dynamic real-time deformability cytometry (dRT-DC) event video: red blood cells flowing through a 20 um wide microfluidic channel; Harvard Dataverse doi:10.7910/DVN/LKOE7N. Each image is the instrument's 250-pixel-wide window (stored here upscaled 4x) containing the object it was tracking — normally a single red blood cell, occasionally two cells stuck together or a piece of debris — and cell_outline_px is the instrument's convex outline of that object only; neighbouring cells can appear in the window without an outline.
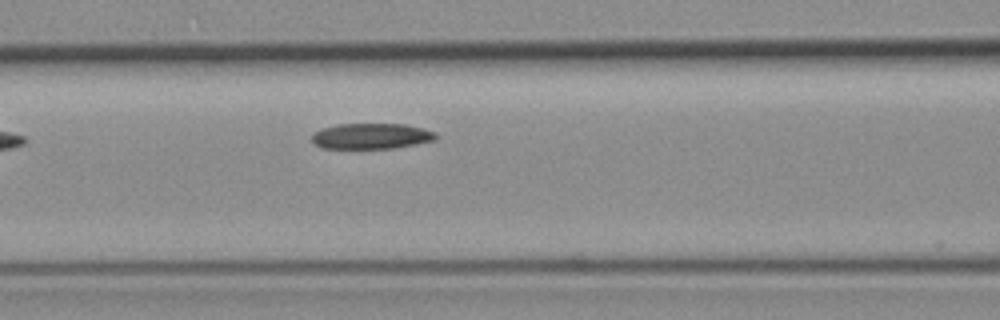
{"species": "common noctule bat (a hibernating species)", "species_latin": "Nyctalus noctula", "temperature_condition": "room temperature", "stored_images_in_passage": 4, "camera_frame_rate_fps": 3000, "um_per_image_px": 0.085, "animal": {"sex": "female", "body_mass_g": 19.3, "forearm_length_mm": 54.1}, "frame": {"image": 1, "passage_image": 4, "time_ms": 4.333, "image_size_px": [1000, 320], "cell_outline_px": [[436, 140], [416, 144], [392, 148], [324, 148], [316, 144], [312, 140], [312, 132], [320, 128], [336, 124], [404, 124], [424, 128], [436, 132]], "centroid_in_image_um": [31.55, 11.56], "position_along_channel_um": 135.0, "area_um2": 18.61}}